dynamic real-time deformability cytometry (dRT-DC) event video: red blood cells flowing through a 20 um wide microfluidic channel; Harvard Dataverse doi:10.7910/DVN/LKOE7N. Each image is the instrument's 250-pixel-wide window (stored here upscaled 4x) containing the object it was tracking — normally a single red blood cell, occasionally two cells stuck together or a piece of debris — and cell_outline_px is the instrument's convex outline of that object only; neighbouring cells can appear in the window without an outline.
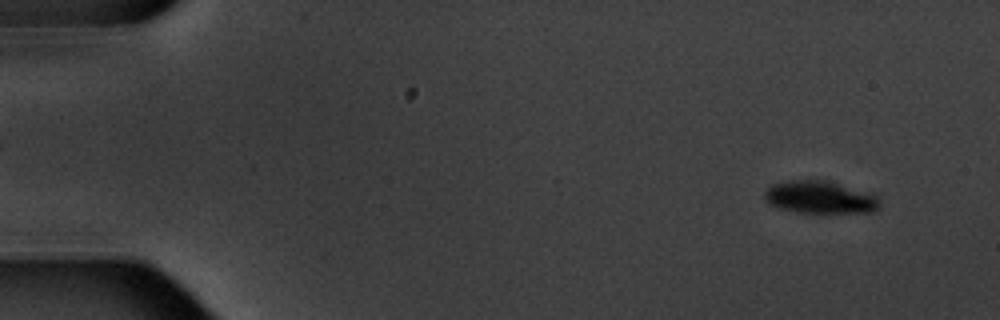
{"species": "common noctule bat (a hibernating species)", "species_latin": "Nyctalus noctula", "temperature_condition": "warm", "stored_images_in_passage": 6, "camera_frame_rate_fps": 3000, "um_per_image_px": 0.085, "animal": {"sex": "male", "body_mass_g": 20.1, "forearm_length_mm": 53.5}, "frame": {"image": 1, "passage_image": 1, "time_ms": 0.0, "image_size_px": [1000, 320], "cell_outline_px": [[880, 208], [876, 212], [796, 212], [776, 208], [764, 200], [764, 192], [772, 184], [788, 180], [828, 180], [880, 196]], "centroid_in_image_um": [69.71, 16.77], "position_along_channel_um": 15.3, "area_um2": 22.08}}
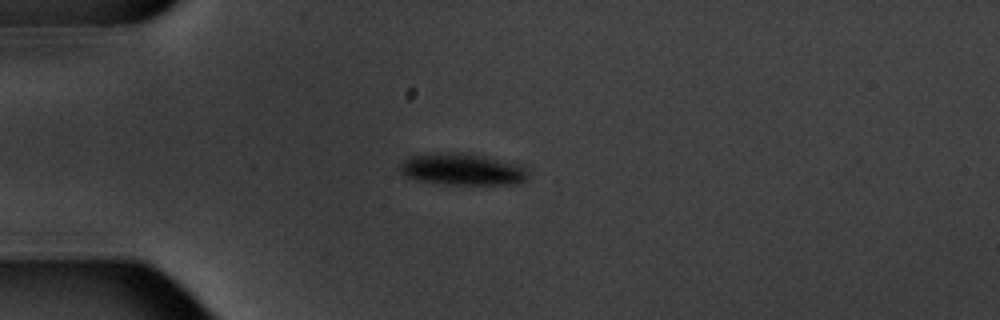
{"frame": {"image": 2, "passage_image": 4, "time_ms": 3.667, "image_size_px": [1000, 320], "cell_outline_px": [[528, 172], [524, 180], [516, 184], [448, 184], [416, 180], [404, 176], [400, 172], [400, 164], [408, 156], [436, 152], [464, 152], [516, 164], [524, 168]], "centroid_in_image_um": [39.2, 14.38], "position_along_channel_um": 45.8, "area_um2": 23.52}}
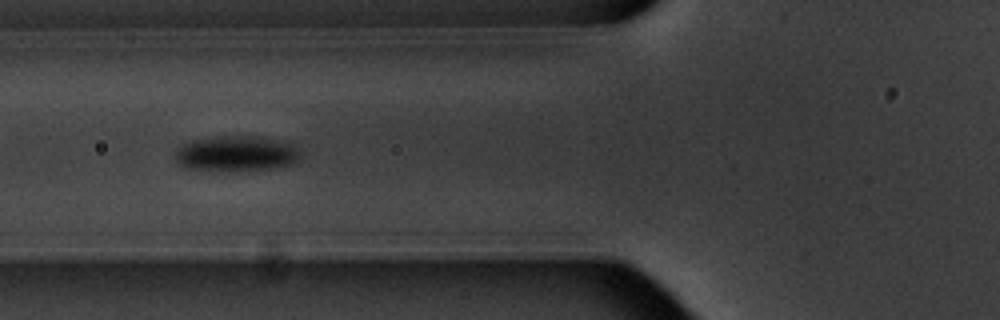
{"frame": {"image": 3, "passage_image": 6, "time_ms": 6.0, "image_size_px": [1000, 320], "cell_outline_px": [[300, 156], [292, 164], [272, 168], [232, 172], [220, 172], [184, 168], [176, 160], [176, 148], [192, 140], [220, 136], [264, 136], [288, 140], [296, 144], [300, 148]], "centroid_in_image_um": [20.14, 13.05], "position_along_channel_um": 105.7, "area_um2": 26.82}}